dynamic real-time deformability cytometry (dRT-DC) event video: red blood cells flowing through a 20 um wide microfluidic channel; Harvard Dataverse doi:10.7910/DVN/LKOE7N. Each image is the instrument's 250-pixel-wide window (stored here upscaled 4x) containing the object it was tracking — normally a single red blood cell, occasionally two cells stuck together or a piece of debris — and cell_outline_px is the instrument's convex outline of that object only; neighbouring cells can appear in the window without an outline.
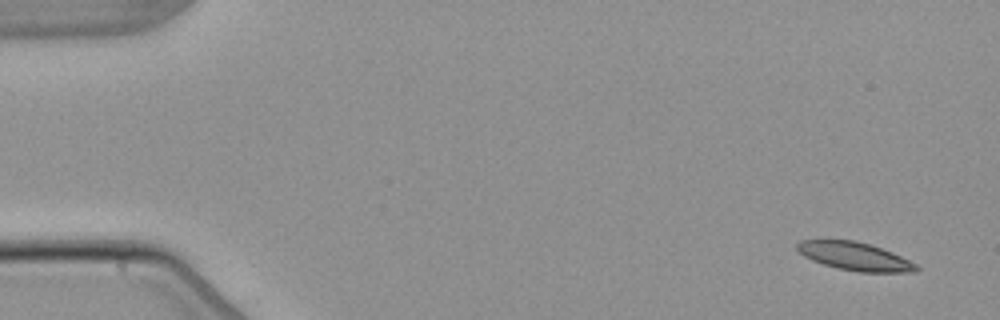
{"species": "common noctule bat (a hibernating species)", "species_latin": "Nyctalus noctula", "temperature_condition": "warm", "stored_images_in_passage": 2, "camera_frame_rate_fps": 3000, "um_per_image_px": 0.085, "animal": {"sex": "male", "body_mass_g": 21.5, "forearm_length_mm": 52.0}, "frame": {"image": 1, "passage_image": 1, "time_ms": 0.0, "image_size_px": [1000, 320], "cell_outline_px": [[920, 268], [916, 272], [860, 272], [836, 268], [812, 260], [804, 256], [796, 248], [796, 244], [800, 240], [852, 240], [868, 244], [892, 252], [916, 264]], "centroid_in_image_um": [72.65, 21.79], "position_along_channel_um": 12.4, "area_um2": 19.36}}